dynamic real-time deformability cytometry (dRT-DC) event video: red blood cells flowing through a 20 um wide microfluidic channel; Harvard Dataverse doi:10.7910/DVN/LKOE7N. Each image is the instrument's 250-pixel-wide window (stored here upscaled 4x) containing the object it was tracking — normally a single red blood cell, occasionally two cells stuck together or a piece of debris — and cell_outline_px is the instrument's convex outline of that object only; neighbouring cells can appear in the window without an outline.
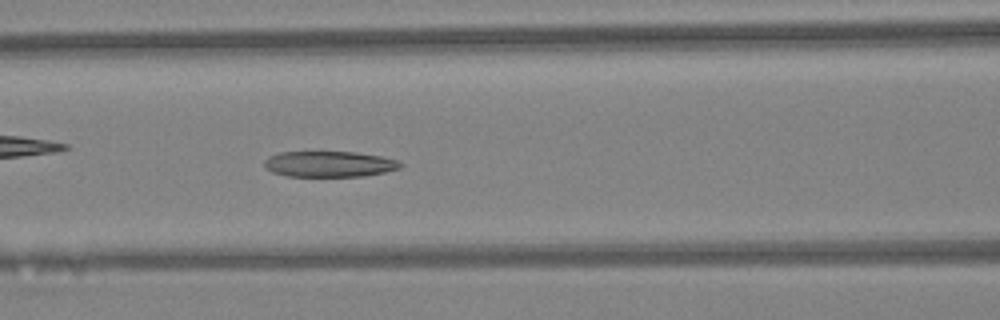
{"species": "Egyptian fruit bat (a non-hibernating species)", "species_latin": "Rousettus aegyptiacus", "temperature_condition": "warm", "stored_images_in_passage": 38, "camera_frame_rate_fps": 3000, "um_per_image_px": 0.085, "animal": {"sex": "female"}, "frame": {"image": 1, "passage_image": 12, "time_ms": 3.667, "image_size_px": [1000, 320], "cell_outline_px": [[404, 164], [400, 168], [384, 172], [364, 176], [288, 176], [272, 172], [264, 168], [264, 160], [268, 156], [280, 152], [356, 152], [380, 156], [396, 160]], "centroid_in_image_um": [27.96, 13.94], "position_along_channel_um": 138.6, "area_um2": 20.46}}
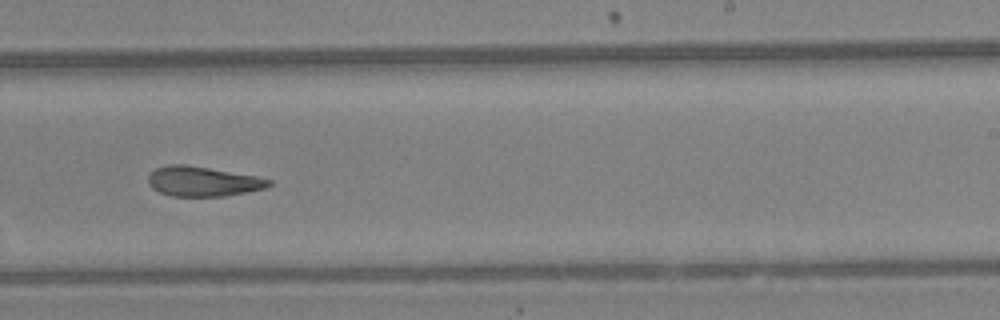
{"frame": {"image": 2, "passage_image": 21, "time_ms": 6.667, "image_size_px": [1000, 320], "cell_outline_px": [[272, 184], [264, 188], [224, 196], [172, 196], [160, 192], [152, 188], [148, 184], [148, 176], [156, 168], [168, 164], [184, 164], [256, 176], [272, 180]], "centroid_in_image_um": [17.21, 15.41], "position_along_channel_um": 271.8, "area_um2": 20.75}}
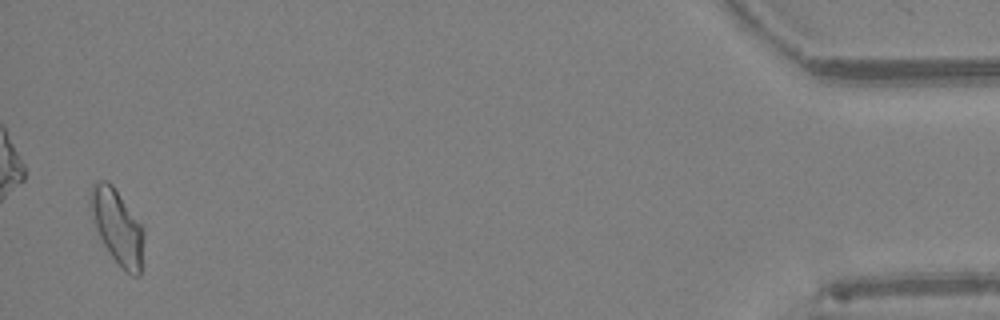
{"frame": {"image": 3, "passage_image": 37, "time_ms": 12.0, "image_size_px": [1000, 320], "cell_outline_px": [[144, 232], [140, 276], [132, 276], [124, 272], [112, 256], [104, 244], [96, 228], [88, 208], [88, 196], [92, 184], [100, 180], [108, 180], [112, 184], [140, 224]], "centroid_in_image_um": [9.93, 19.26], "position_along_channel_um": 425.3, "area_um2": 23.18}, "authors_computed_cell_mechanics": {"area_um2": 22.0218, "velocity_mm_per_s": 4.4685, "shape_relaxation_time_tau1_ms": null, "shape_relaxation_time_tau2_ms": 3.741, "deformation_change_tau1": null, "deformation_change_tau2": 0.1419}}